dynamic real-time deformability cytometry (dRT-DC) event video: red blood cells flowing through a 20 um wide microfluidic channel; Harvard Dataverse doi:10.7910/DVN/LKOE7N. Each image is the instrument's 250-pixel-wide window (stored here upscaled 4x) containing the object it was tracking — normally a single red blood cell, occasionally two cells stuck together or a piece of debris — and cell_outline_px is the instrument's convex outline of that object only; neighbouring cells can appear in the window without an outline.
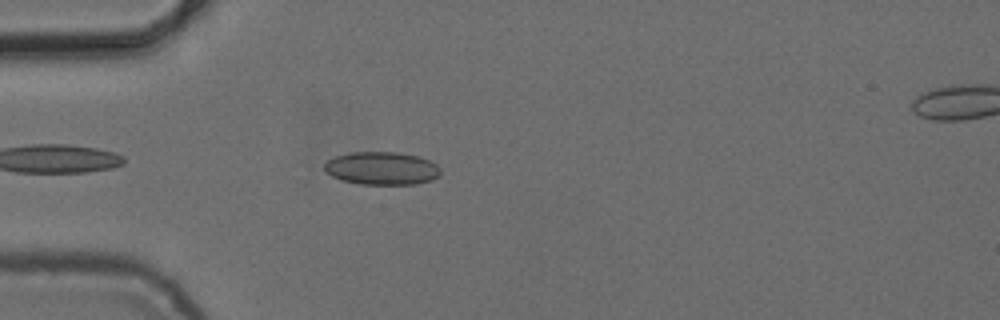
{"species": "common noctule bat (a hibernating species)", "species_latin": "Nyctalus noctula", "temperature_condition": "cold", "stored_images_in_passage": 6, "camera_frame_rate_fps": 3000, "um_per_image_px": 0.085, "animal": {"sex": "female", "body_mass_g": 24.6, "forearm_length_mm": 56.2}, "frame": {"image": 1, "passage_image": 5, "time_ms": 4.667, "image_size_px": [1000, 320], "cell_outline_px": [[440, 176], [432, 180], [416, 184], [360, 184], [340, 180], [324, 172], [324, 164], [328, 160], [336, 156], [352, 152], [396, 152], [416, 156], [428, 160], [436, 164], [440, 168]], "centroid_in_image_um": [32.44, 14.31], "position_along_channel_um": 52.6, "area_um2": 22.37}}